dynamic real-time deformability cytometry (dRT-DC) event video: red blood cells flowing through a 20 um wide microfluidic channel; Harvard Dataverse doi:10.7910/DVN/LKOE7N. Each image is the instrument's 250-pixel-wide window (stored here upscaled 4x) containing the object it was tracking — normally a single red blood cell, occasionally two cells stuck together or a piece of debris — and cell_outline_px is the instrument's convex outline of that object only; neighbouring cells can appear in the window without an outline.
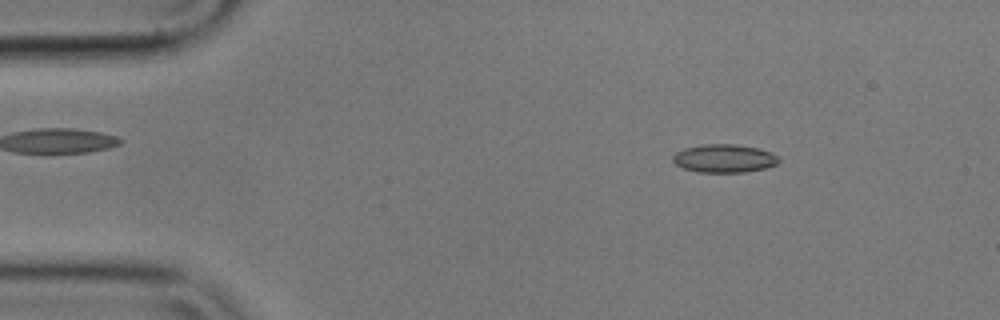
{"species": "common noctule bat (a hibernating species)", "species_latin": "Nyctalus noctula", "temperature_condition": "cold", "stored_images_in_passage": 56, "camera_frame_rate_fps": 3000, "um_per_image_px": 0.085, "animal": {"sex": "male", "body_mass_g": 17.9}, "frame": {"image": 1, "passage_image": 8, "time_ms": 2.333, "image_size_px": [1000, 320], "cell_outline_px": [[780, 164], [764, 168], [744, 172], [696, 172], [684, 168], [676, 164], [672, 160], [672, 156], [676, 152], [684, 148], [704, 144], [736, 144], [760, 148], [772, 152], [780, 160]], "centroid_in_image_um": [61.58, 13.46], "position_along_channel_um": 23.4, "area_um2": 17.57}}
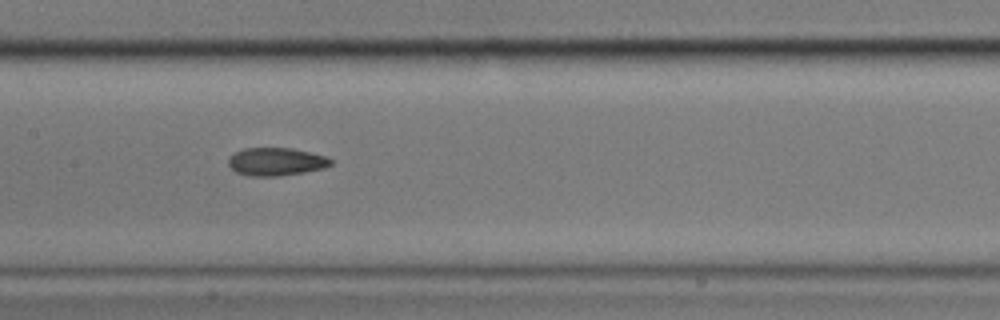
{"frame": {"image": 2, "passage_image": 27, "time_ms": 8.667, "image_size_px": [1000, 320], "cell_outline_px": [[332, 164], [324, 168], [304, 172], [280, 176], [252, 176], [236, 172], [228, 164], [228, 160], [236, 152], [244, 148], [292, 148], [328, 156], [332, 160]], "centroid_in_image_um": [23.51, 13.74], "position_along_channel_um": 183.9, "area_um2": 16.65}}
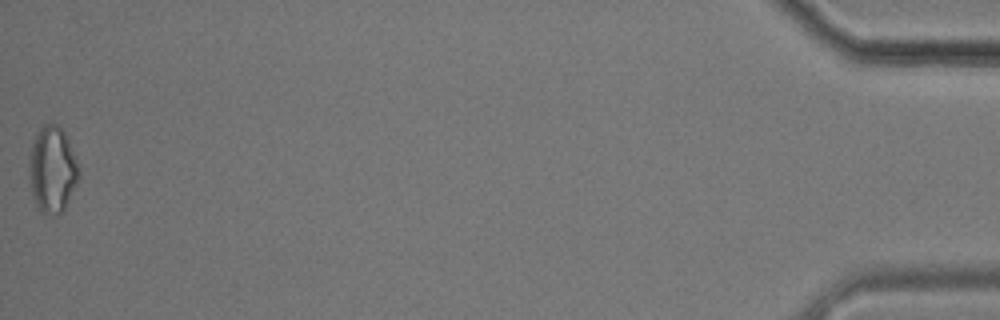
{"frame": {"image": 3, "passage_image": 56, "time_ms": 18.333, "image_size_px": [1000, 320], "cell_outline_px": [[80, 176], [64, 208], [56, 216], [52, 216], [40, 212], [36, 208], [32, 192], [28, 168], [28, 156], [36, 132], [44, 124], [56, 124], [64, 132], [68, 140], [80, 168]], "centroid_in_image_um": [4.43, 14.42], "position_along_channel_um": 430.8, "area_um2": 25.14}, "authors_computed_cell_mechanics": {"area_um2": 17.1088, "velocity_mm_per_s": 3.5606, "shape_relaxation_time_tau1_ms": null, "shape_relaxation_time_tau2_ms": 2.7371, "deformation_change_tau1": null, "deformation_change_tau2": 0.0905}}